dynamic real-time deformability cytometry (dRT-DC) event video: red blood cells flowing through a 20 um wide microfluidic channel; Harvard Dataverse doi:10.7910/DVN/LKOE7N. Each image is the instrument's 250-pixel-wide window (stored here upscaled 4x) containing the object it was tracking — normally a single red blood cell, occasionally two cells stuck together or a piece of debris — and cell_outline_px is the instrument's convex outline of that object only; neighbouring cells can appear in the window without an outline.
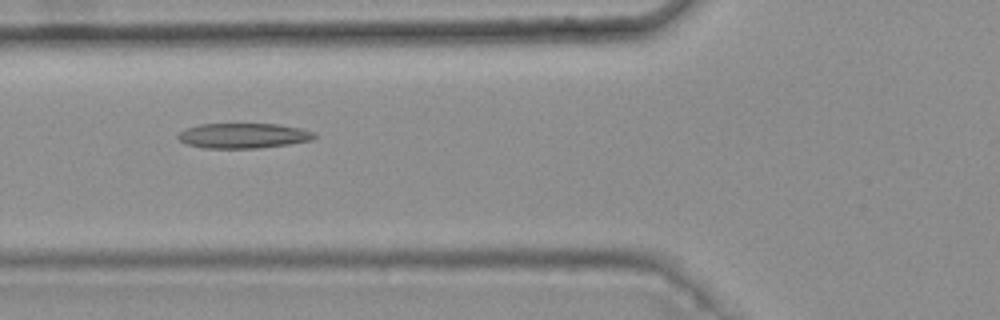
{"species": "common noctule bat (a hibernating species)", "species_latin": "Nyctalus noctula", "temperature_condition": "warm", "stored_images_in_passage": 4, "camera_frame_rate_fps": 3000, "um_per_image_px": 0.085, "animal": {"sex": "female", "body_mass_g": 25.1}, "frame": {"image": 1, "passage_image": 2, "time_ms": 0.333, "image_size_px": [1000, 320], "cell_outline_px": [[316, 136], [312, 140], [288, 144], [260, 148], [204, 148], [188, 144], [180, 140], [176, 136], [184, 128], [200, 124], [280, 124], [300, 128], [316, 132]], "centroid_in_image_um": [20.7, 11.53], "position_along_channel_um": 105.1, "area_um2": 20.0}}
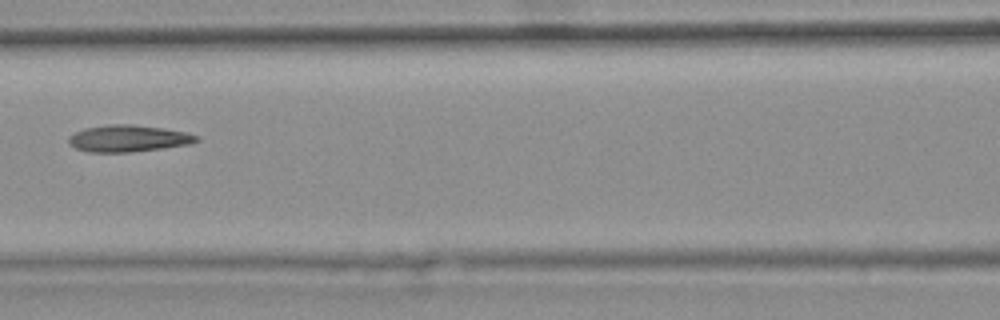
{"frame": {"image": 2, "passage_image": 3, "time_ms": 0.667, "image_size_px": [1000, 320], "cell_outline_px": [[200, 140], [192, 144], [128, 152], [88, 152], [76, 148], [68, 144], [68, 136], [84, 128], [108, 124], [132, 124], [164, 128], [188, 132], [200, 136]], "centroid_in_image_um": [10.93, 11.76], "position_along_channel_um": 155.7, "area_um2": 20.11}}